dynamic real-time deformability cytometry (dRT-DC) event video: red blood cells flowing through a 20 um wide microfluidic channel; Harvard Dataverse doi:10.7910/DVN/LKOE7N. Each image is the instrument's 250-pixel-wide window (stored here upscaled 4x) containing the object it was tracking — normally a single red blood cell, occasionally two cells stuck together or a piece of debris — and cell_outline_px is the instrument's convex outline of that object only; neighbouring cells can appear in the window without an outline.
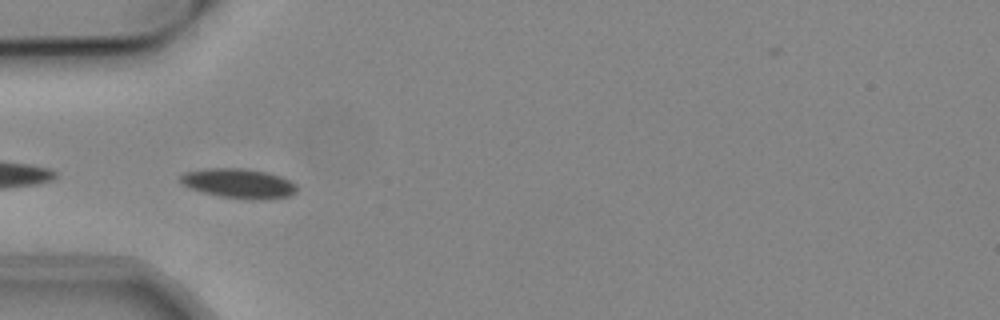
{"species": "common noctule bat (a hibernating species)", "species_latin": "Nyctalus noctula", "temperature_condition": "cold", "stored_images_in_passage": 5, "camera_frame_rate_fps": 3000, "um_per_image_px": 0.085, "animal": {"sex": "male", "body_mass_g": 19.2, "forearm_length_mm": 51.8}, "frame": {"image": 1, "passage_image": 1, "time_ms": 0.0, "image_size_px": [1000, 320], "cell_outline_px": [[296, 192], [288, 196], [252, 200], [220, 196], [188, 188], [180, 180], [180, 176], [184, 172], [204, 168], [244, 168], [268, 172], [292, 180], [296, 184]], "centroid_in_image_um": [20.29, 15.57], "position_along_channel_um": 64.7, "area_um2": 20.11}}